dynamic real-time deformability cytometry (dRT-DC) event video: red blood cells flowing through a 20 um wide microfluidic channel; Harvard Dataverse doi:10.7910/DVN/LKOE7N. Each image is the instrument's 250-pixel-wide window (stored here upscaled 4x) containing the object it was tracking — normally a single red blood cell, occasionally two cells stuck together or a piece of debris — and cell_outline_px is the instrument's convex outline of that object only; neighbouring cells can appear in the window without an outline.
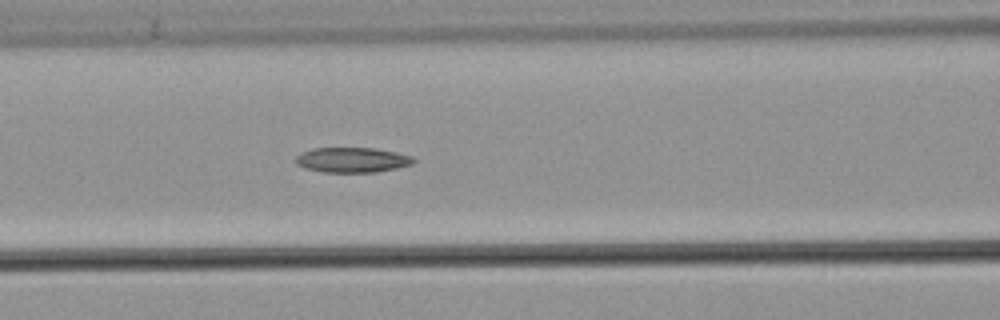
{"species": "common noctule bat (a hibernating species)", "species_latin": "Nyctalus noctula", "temperature_condition": "warm", "stored_images_in_passage": 54, "camera_frame_rate_fps": 3000, "um_per_image_px": 0.085, "animal": {"sex": "male", "body_mass_g": 21.5, "forearm_length_mm": 52.0}, "frame": {"image": 1, "passage_image": 24, "time_ms": 7.667, "image_size_px": [1000, 320], "cell_outline_px": [[416, 160], [412, 164], [396, 168], [376, 172], [324, 172], [304, 168], [296, 164], [296, 156], [312, 148], [376, 148], [396, 152], [412, 156]], "centroid_in_image_um": [29.95, 13.59], "position_along_channel_um": 136.7, "area_um2": 17.17}}